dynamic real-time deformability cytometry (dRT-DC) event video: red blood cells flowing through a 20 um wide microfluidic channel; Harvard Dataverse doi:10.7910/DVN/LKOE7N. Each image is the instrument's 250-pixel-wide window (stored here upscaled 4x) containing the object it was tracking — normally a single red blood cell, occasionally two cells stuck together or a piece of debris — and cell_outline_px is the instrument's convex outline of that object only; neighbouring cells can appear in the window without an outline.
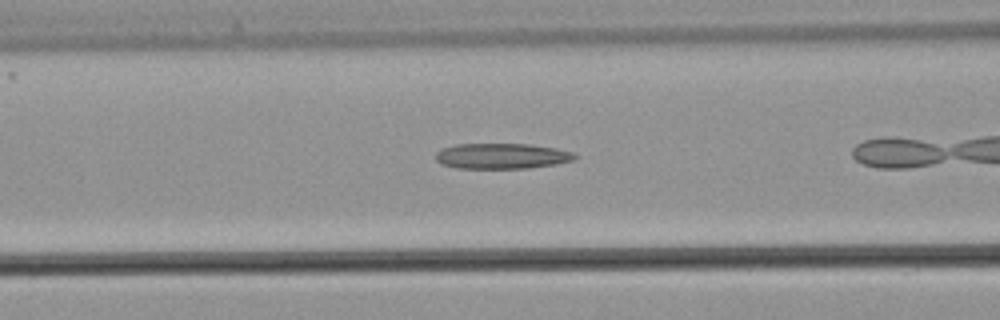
{"species": "common noctule bat (a hibernating species)", "species_latin": "Nyctalus noctula", "temperature_condition": "warm", "stored_images_in_passage": 21, "camera_frame_rate_fps": 3000, "um_per_image_px": 0.085, "animal": {"sex": "male", "body_mass_g": 21.5, "forearm_length_mm": 52.0}, "frame": {"image": 1, "passage_image": 4, "time_ms": 1.0, "image_size_px": [1000, 320], "cell_outline_px": [[576, 160], [556, 164], [528, 168], [456, 168], [440, 164], [436, 160], [436, 152], [440, 148], [456, 144], [528, 144], [556, 148], [572, 152], [576, 156]], "centroid_in_image_um": [42.62, 13.26], "position_along_channel_um": 124.0, "area_um2": 20.81}}